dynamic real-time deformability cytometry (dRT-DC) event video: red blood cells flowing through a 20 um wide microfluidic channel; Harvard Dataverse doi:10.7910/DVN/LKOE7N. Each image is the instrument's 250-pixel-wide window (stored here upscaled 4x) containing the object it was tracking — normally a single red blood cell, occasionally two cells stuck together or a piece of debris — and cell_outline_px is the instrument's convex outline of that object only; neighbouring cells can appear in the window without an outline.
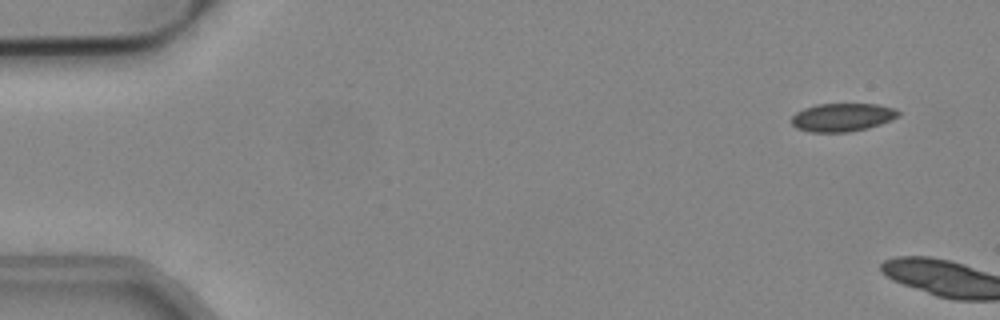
{"species": "common noctule bat (a hibernating species)", "species_latin": "Nyctalus noctula", "temperature_condition": "cold", "stored_images_in_passage": 6, "camera_frame_rate_fps": 3000, "um_per_image_px": 0.085, "animal": {"sex": "male", "body_mass_g": 19.2, "forearm_length_mm": 51.8}, "frame": {"image": 1, "passage_image": 4, "time_ms": 1.0, "image_size_px": [1000, 320], "cell_outline_px": [[900, 116], [892, 120], [868, 128], [848, 132], [808, 132], [796, 128], [792, 124], [792, 116], [796, 112], [804, 108], [816, 104], [876, 104], [896, 108], [900, 112]], "centroid_in_image_um": [71.61, 9.97], "position_along_channel_um": 13.4, "area_um2": 17.74}}